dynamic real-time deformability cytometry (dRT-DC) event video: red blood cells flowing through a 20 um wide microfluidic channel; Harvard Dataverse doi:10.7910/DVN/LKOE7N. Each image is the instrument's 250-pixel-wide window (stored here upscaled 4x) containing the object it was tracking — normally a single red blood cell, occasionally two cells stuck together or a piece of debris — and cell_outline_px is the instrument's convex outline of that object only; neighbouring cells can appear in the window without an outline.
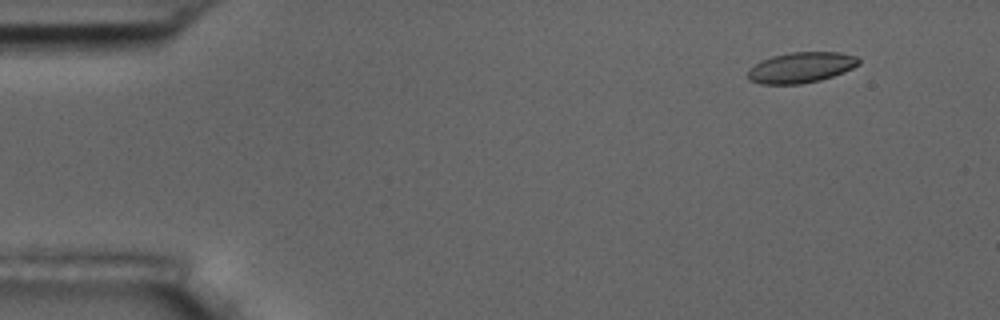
{"species": "common noctule bat (a hibernating species)", "species_latin": "Nyctalus noctula", "temperature_condition": "room temperature", "stored_images_in_passage": 8, "camera_frame_rate_fps": 3000, "um_per_image_px": 0.085, "animal": {"sex": "male", "body_mass_g": 17.5, "forearm_length_mm": 52.3}, "frame": {"image": 1, "passage_image": 2, "time_ms": 1.0, "image_size_px": [1000, 320], "cell_outline_px": [[860, 64], [844, 72], [820, 80], [800, 84], [760, 84], [752, 80], [748, 76], [748, 72], [760, 60], [772, 56], [792, 52], [840, 52], [856, 56], [860, 60]], "centroid_in_image_um": [68.12, 5.73], "position_along_channel_um": 16.9, "area_um2": 19.65}}
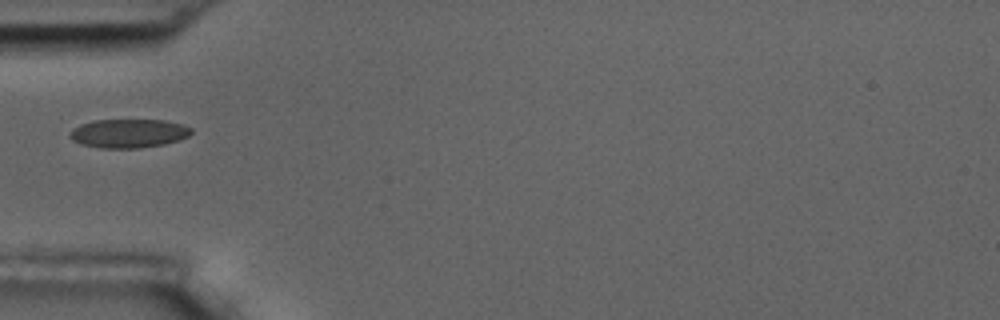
{"frame": {"image": 2, "passage_image": 5, "time_ms": 5.333, "image_size_px": [1000, 320], "cell_outline_px": [[192, 132], [188, 136], [180, 140], [164, 144], [140, 148], [100, 148], [80, 144], [72, 140], [68, 136], [68, 132], [72, 128], [80, 124], [92, 120], [164, 120], [184, 124], [192, 128]], "centroid_in_image_um": [10.9, 11.33], "position_along_channel_um": 74.1, "area_um2": 20.69}}
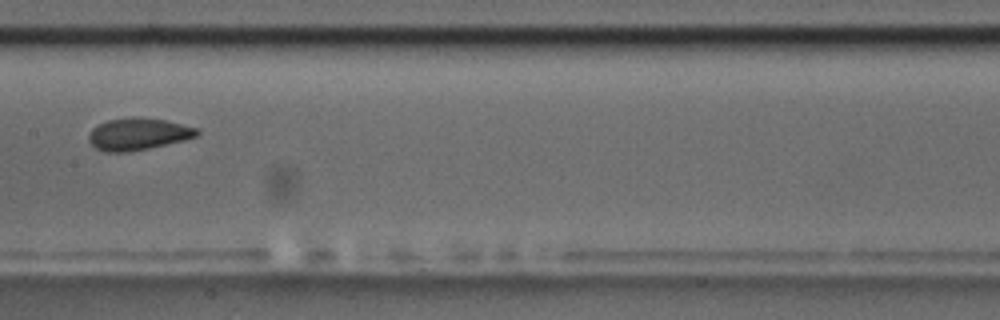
{"frame": {"image": 3, "passage_image": 8, "time_ms": 8.667, "image_size_px": [1000, 320], "cell_outline_px": [[200, 132], [196, 136], [184, 140], [148, 148], [128, 152], [104, 152], [96, 148], [88, 140], [88, 136], [92, 128], [108, 120], [136, 116], [164, 120], [196, 128]], "centroid_in_image_um": [11.7, 11.39], "position_along_channel_um": 195.7, "area_um2": 20.0}}